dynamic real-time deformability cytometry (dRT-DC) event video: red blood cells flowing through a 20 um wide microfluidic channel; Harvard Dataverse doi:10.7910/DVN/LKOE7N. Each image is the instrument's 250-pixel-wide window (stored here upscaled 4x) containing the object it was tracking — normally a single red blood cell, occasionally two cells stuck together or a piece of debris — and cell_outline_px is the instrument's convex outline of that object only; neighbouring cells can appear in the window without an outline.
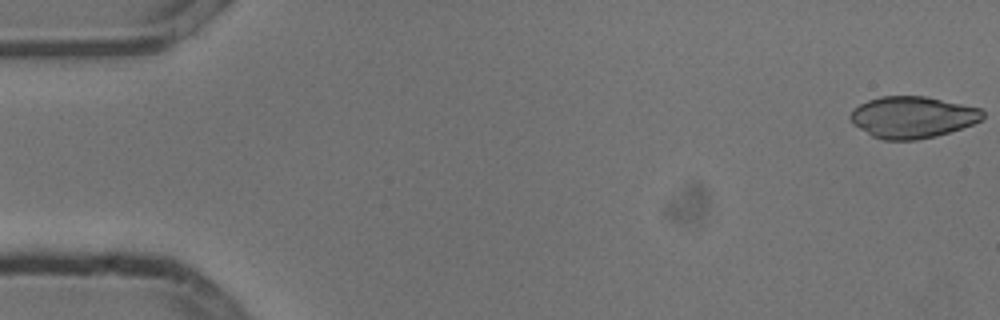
{"species": "common noctule bat (a hibernating species)", "species_latin": "Nyctalus noctula", "temperature_condition": "cold", "stored_images_in_passage": 54, "camera_frame_rate_fps": 3000, "um_per_image_px": 0.085, "animal": {"sex": "male", "body_mass_g": 13.3}, "frame": {"image": 1, "passage_image": 1, "time_ms": 0.0, "image_size_px": [1000, 320], "cell_outline_px": [[984, 116], [980, 120], [972, 124], [936, 136], [916, 140], [884, 140], [872, 136], [860, 128], [848, 116], [860, 104], [868, 100], [880, 96], [924, 96], [980, 108], [984, 112]], "centroid_in_image_um": [77.56, 9.96], "position_along_channel_um": 7.4, "area_um2": 31.67}}
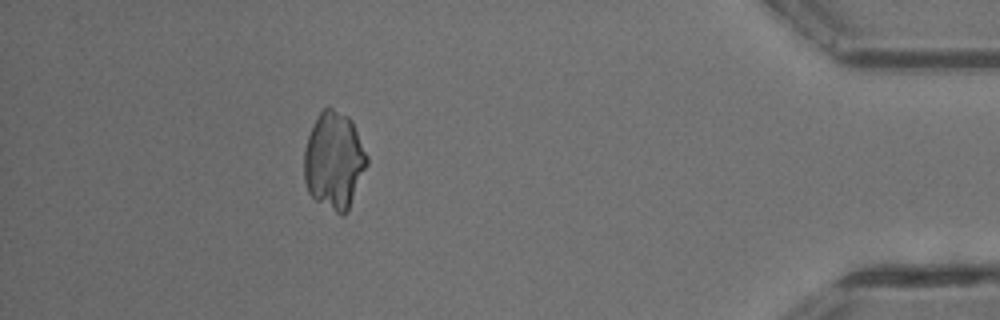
{"frame": {"image": 2, "passage_image": 48, "time_ms": 15.667, "image_size_px": [1000, 320], "cell_outline_px": [[368, 164], [348, 208], [344, 216], [340, 216], [316, 200], [308, 192], [304, 180], [304, 152], [308, 136], [320, 112], [324, 108], [332, 108], [348, 116], [352, 120], [368, 156]], "centroid_in_image_um": [28.4, 13.66], "position_along_channel_um": 406.8, "area_um2": 35.37}}